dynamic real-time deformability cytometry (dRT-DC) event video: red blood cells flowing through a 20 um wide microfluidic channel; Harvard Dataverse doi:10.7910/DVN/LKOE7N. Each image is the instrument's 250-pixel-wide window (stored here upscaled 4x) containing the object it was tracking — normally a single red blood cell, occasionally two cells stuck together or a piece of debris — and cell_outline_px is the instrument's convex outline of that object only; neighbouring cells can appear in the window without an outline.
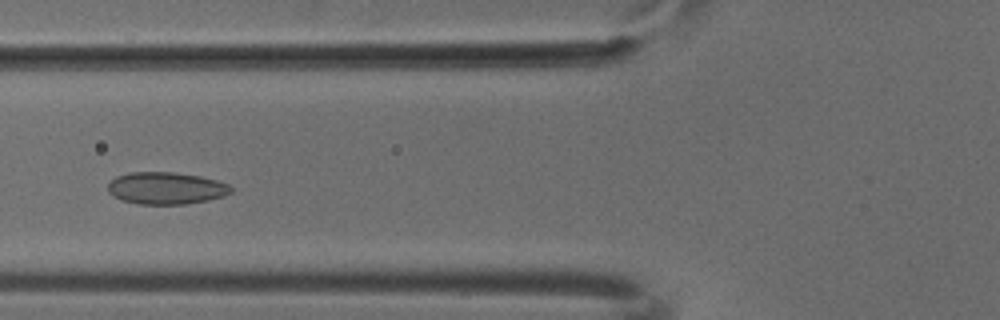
{"species": "common noctule bat (a hibernating species)", "species_latin": "Nyctalus noctula", "temperature_condition": "cold", "stored_images_in_passage": 43, "camera_frame_rate_fps": 3000, "um_per_image_px": 0.085, "animal": {"sex": "male", "body_mass_g": 18.8}, "frame": {"image": 1, "passage_image": 12, "time_ms": 3.667, "image_size_px": [1000, 320], "cell_outline_px": [[232, 192], [224, 196], [208, 200], [184, 204], [140, 204], [120, 200], [112, 196], [108, 192], [108, 184], [116, 176], [128, 172], [172, 172], [200, 176], [216, 180], [228, 184], [232, 188]], "centroid_in_image_um": [14.09, 15.99], "position_along_channel_um": 111.7, "area_um2": 23.12}}
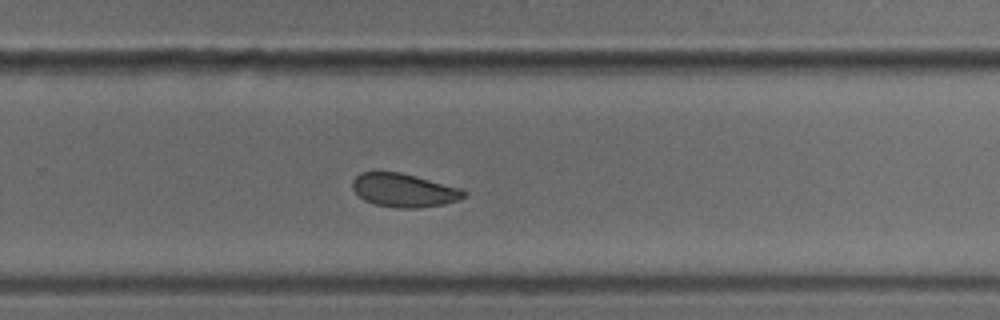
{"frame": {"image": 2, "passage_image": 26, "time_ms": 8.333, "image_size_px": [1000, 320], "cell_outline_px": [[468, 192], [460, 200], [444, 204], [420, 208], [396, 208], [376, 204], [364, 200], [352, 188], [352, 180], [360, 172], [400, 172], [416, 176], [460, 188]], "centroid_in_image_um": [34.34, 16.18], "position_along_channel_um": 295.5, "area_um2": 21.73}}
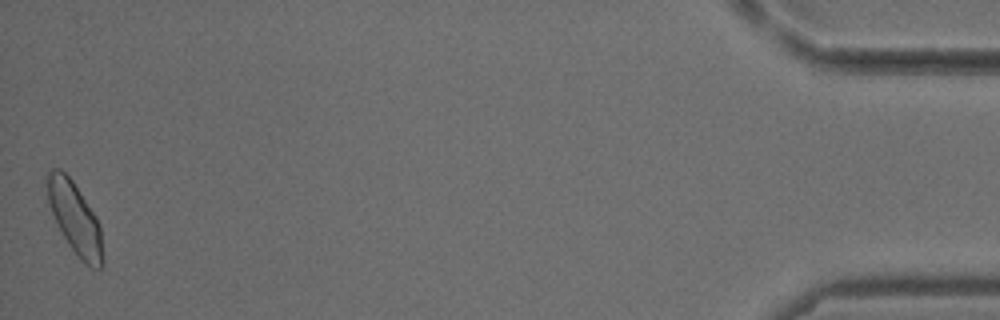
{"frame": {"image": 3, "passage_image": 43, "time_ms": 14.0, "image_size_px": [1000, 320], "cell_outline_px": [[104, 264], [100, 268], [92, 268], [68, 244], [56, 224], [48, 200], [48, 172], [52, 168], [60, 168], [72, 180], [96, 216], [100, 224], [104, 260]], "centroid_in_image_um": [6.39, 18.55], "position_along_channel_um": 428.8, "area_um2": 22.72}}